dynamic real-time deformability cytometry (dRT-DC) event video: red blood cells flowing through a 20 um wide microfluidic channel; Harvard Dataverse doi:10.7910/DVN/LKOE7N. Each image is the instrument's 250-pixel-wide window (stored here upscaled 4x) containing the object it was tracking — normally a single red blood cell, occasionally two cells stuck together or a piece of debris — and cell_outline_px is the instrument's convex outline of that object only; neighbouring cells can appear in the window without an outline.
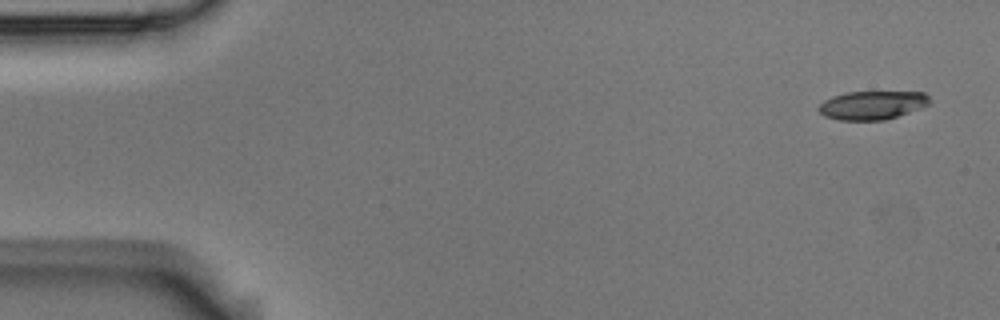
{"species": "Egyptian fruit bat (a non-hibernating species)", "species_latin": "Rousettus aegyptiacus", "temperature_condition": "room temperature", "stored_images_in_passage": 9, "camera_frame_rate_fps": 3000, "um_per_image_px": 0.085, "animal": {"sex": "male"}, "frame": {"image": 1, "passage_image": 1, "time_ms": 0.0, "image_size_px": [1000, 320], "cell_outline_px": [[928, 104], [920, 108], [884, 120], [840, 120], [824, 116], [816, 108], [824, 100], [832, 96], [844, 92], [924, 92], [928, 96]], "centroid_in_image_um": [74.08, 8.93], "position_along_channel_um": 10.9, "area_um2": 18.32}}
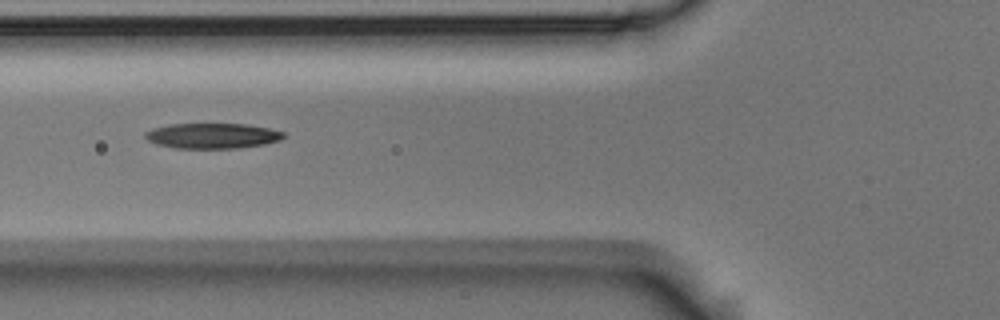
{"frame": {"image": 2, "passage_image": 6, "time_ms": 1.667, "image_size_px": [1000, 320], "cell_outline_px": [[284, 136], [280, 140], [264, 144], [240, 148], [176, 148], [156, 144], [148, 140], [144, 136], [144, 132], [152, 128], [168, 124], [248, 124], [268, 128], [284, 132]], "centroid_in_image_um": [18.02, 11.54], "position_along_channel_um": 107.8, "area_um2": 20.46}}
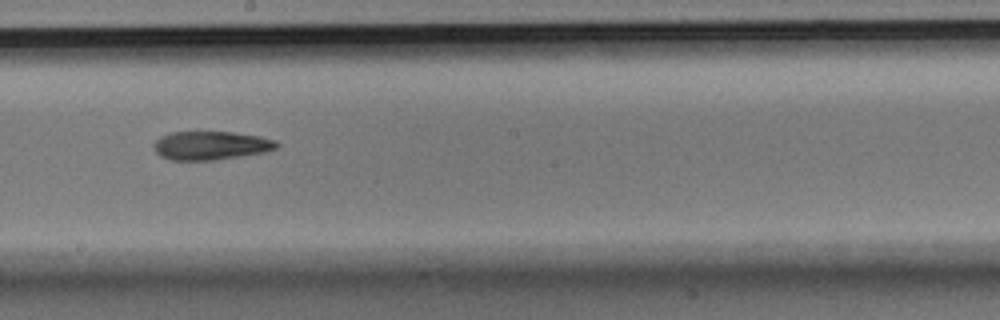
{"frame": {"image": 3, "passage_image": 9, "time_ms": 2.667, "image_size_px": [1000, 320], "cell_outline_px": [[280, 144], [276, 148], [264, 152], [216, 160], [172, 160], [160, 156], [152, 148], [152, 144], [160, 136], [168, 132], [232, 132], [260, 136], [276, 140]], "centroid_in_image_um": [17.89, 12.36], "position_along_channel_um": 230.3, "area_um2": 20.63}}